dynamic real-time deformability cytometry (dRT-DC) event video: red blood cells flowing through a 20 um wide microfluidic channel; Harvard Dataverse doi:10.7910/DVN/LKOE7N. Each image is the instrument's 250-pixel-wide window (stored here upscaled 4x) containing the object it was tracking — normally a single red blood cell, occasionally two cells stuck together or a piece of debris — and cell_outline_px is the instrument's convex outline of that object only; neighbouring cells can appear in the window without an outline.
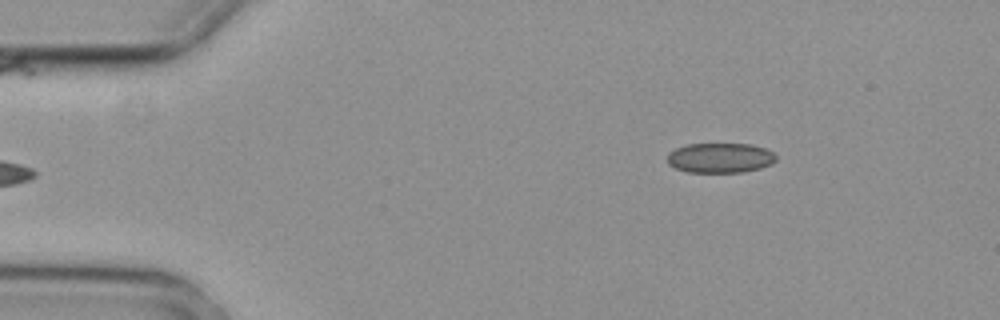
{"species": "common noctule bat (a hibernating species)", "species_latin": "Nyctalus noctula", "temperature_condition": "cold", "stored_images_in_passage": 3, "camera_frame_rate_fps": 3000, "um_per_image_px": 0.085, "animal": {"sex": "female", "body_mass_g": 29.2, "forearm_length_mm": 56.3}, "frame": {"image": 1, "passage_image": 3, "time_ms": 0.667, "image_size_px": [1000, 320], "cell_outline_px": [[776, 160], [772, 164], [760, 168], [740, 172], [688, 172], [676, 168], [668, 164], [668, 152], [676, 148], [688, 144], [752, 144], [764, 148], [772, 152], [776, 156]], "centroid_in_image_um": [61.21, 13.41], "position_along_channel_um": 23.8, "area_um2": 18.9}}